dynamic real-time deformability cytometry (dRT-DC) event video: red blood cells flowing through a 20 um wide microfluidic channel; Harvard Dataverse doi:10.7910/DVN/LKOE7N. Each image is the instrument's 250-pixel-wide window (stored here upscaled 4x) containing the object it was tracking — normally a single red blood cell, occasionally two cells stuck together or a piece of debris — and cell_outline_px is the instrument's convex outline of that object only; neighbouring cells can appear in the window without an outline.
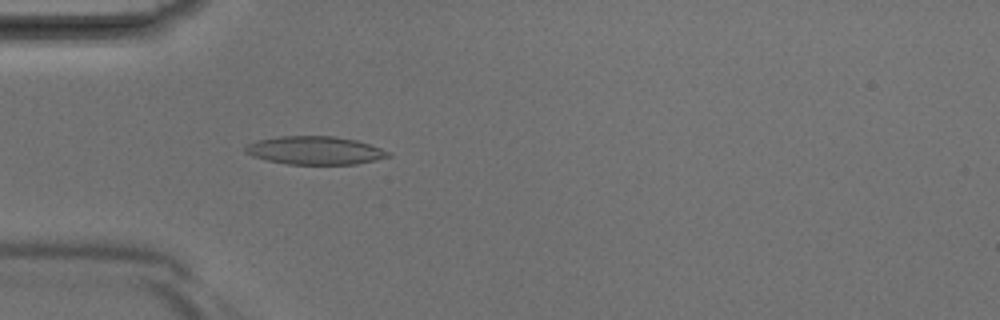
{"species": "Egyptian fruit bat (a non-hibernating species)", "species_latin": "Rousettus aegyptiacus", "temperature_condition": "room temperature", "stored_images_in_passage": 40, "camera_frame_rate_fps": 3000, "um_per_image_px": 0.085, "animal": {"sex": "male"}, "frame": {"image": 1, "passage_image": 12, "time_ms": 3.667, "image_size_px": [1000, 320], "cell_outline_px": [[392, 156], [356, 164], [288, 164], [268, 160], [252, 156], [244, 152], [244, 148], [248, 144], [260, 140], [280, 136], [332, 136], [356, 140], [392, 152]], "centroid_in_image_um": [26.79, 12.79], "position_along_channel_um": 58.2, "area_um2": 23.29}}
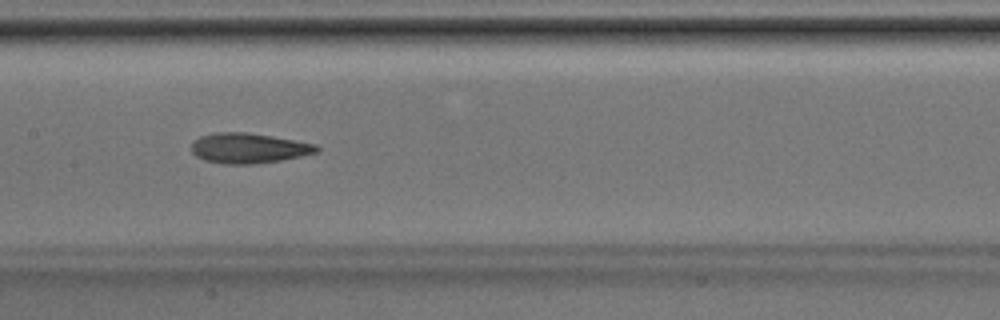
{"frame": {"image": 2, "passage_image": 20, "time_ms": 6.333, "image_size_px": [1000, 320], "cell_outline_px": [[320, 148], [316, 152], [300, 156], [280, 160], [252, 164], [224, 164], [204, 160], [196, 156], [192, 152], [192, 144], [200, 136], [216, 132], [248, 132], [272, 136], [316, 144]], "centroid_in_image_um": [21.12, 12.59], "position_along_channel_um": 186.3, "area_um2": 21.85}}
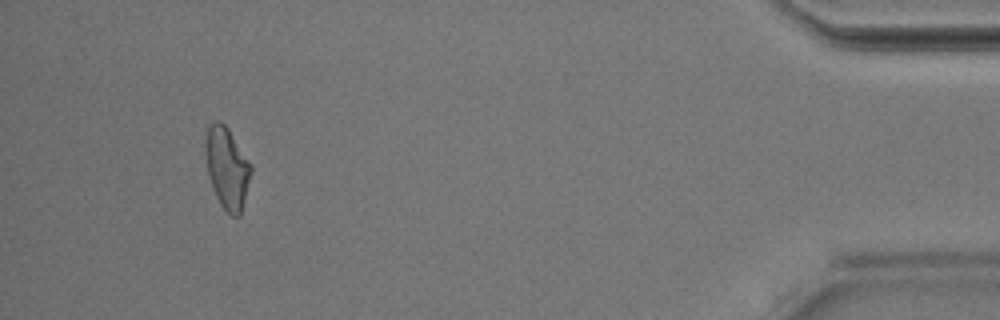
{"frame": {"image": 3, "passage_image": 38, "time_ms": 12.333, "image_size_px": [1000, 320], "cell_outline_px": [[252, 172], [240, 216], [232, 216], [220, 204], [216, 196], [208, 176], [204, 144], [204, 140], [208, 128], [216, 120], [220, 120], [228, 128], [252, 164]], "centroid_in_image_um": [19.3, 14.25], "position_along_channel_um": 415.9, "area_um2": 21.68}}